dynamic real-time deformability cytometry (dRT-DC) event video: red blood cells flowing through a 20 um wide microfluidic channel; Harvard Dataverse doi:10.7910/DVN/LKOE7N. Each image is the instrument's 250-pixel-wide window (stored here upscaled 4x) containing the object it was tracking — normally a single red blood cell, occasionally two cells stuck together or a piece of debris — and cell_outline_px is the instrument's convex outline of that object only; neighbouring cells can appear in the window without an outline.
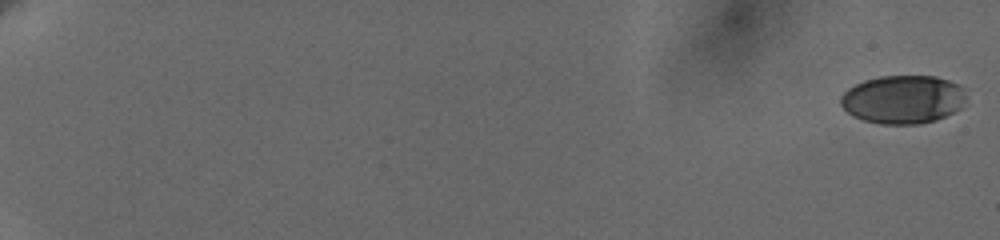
{"species": "human", "species_latin": "Homo sapiens", "temperature_condition": "cold", "stored_images_in_passage": 45, "camera_frame_rate_fps": 3000, "um_per_image_px": 0.085, "donor": {"sex": "female"}, "frame": {"image": 1, "passage_image": 1, "time_ms": 0.0, "image_size_px": [1000, 240], "cell_outline_px": [[968, 96], [960, 108], [936, 120], [920, 124], [880, 124], [864, 120], [852, 116], [840, 104], [840, 96], [848, 88], [864, 80], [880, 76], [936, 76], [960, 84], [964, 88]], "centroid_in_image_um": [76.77, 8.44], "position_along_channel_um": 8.2, "area_um2": 35.66}}
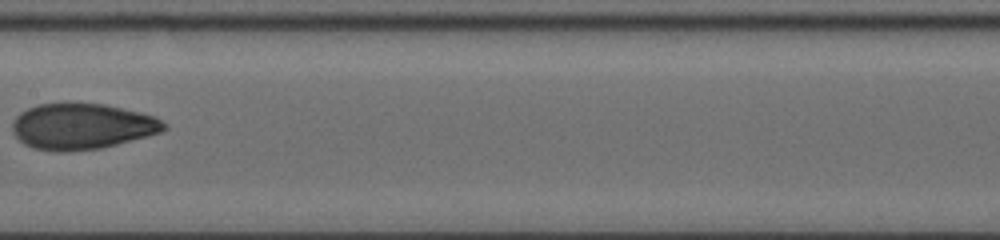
{"frame": {"image": 2, "passage_image": 24, "time_ms": 11.667, "image_size_px": [1000, 240], "cell_outline_px": [[168, 128], [160, 132], [148, 136], [100, 148], [68, 152], [56, 152], [32, 148], [24, 144], [12, 132], [12, 120], [20, 112], [28, 108], [40, 104], [104, 104], [140, 112], [156, 116], [168, 124]], "centroid_in_image_um": [6.97, 10.75], "position_along_channel_um": 200.4, "area_um2": 40.63}}
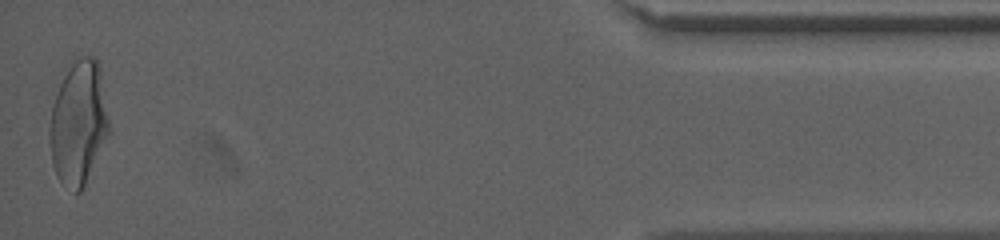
{"frame": {"image": 3, "passage_image": 45, "time_ms": 19.667, "image_size_px": [1000, 240], "cell_outline_px": [[108, 132], [84, 184], [80, 192], [76, 192], [60, 180], [56, 176], [52, 164], [48, 128], [52, 108], [68, 60], [72, 56], [92, 56], [96, 60], [100, 68], [108, 120]], "centroid_in_image_um": [6.62, 10.34], "position_along_channel_um": 428.6, "area_um2": 42.31}, "authors_computed_cell_mechanics": {"area_um2": 38.6682, "velocity_mm_per_s": 3.6534, "shape_relaxation_time_tau1_ms": 5.9681, "shape_relaxation_time_tau2_ms": 1.0026, "deformation_change_tau1": 0.1789, "deformation_change_tau2": 0.062}}